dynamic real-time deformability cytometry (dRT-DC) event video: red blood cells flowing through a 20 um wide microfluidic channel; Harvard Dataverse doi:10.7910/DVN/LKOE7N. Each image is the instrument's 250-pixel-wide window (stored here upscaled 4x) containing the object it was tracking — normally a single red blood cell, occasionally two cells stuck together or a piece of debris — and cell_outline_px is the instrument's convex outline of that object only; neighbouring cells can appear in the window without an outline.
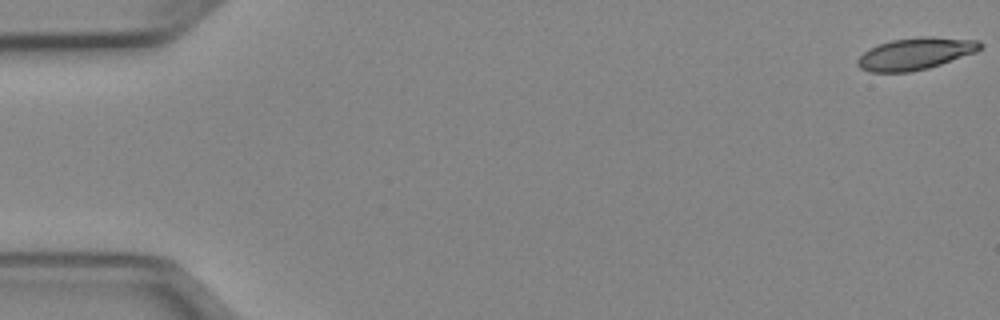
{"species": "Egyptian fruit bat (a non-hibernating species)", "species_latin": "Rousettus aegyptiacus", "temperature_condition": "cold", "stored_images_in_passage": 51, "camera_frame_rate_fps": 3000, "um_per_image_px": 0.085, "animal": {"sex": "female"}, "frame": {"image": 1, "passage_image": 1, "time_ms": 0.0, "image_size_px": [1000, 320], "cell_outline_px": [[984, 44], [976, 52], [928, 68], [912, 72], [868, 72], [860, 68], [856, 64], [856, 60], [868, 48], [892, 40], [920, 36], [932, 36], [980, 40]], "centroid_in_image_um": [77.81, 4.56], "position_along_channel_um": 7.2, "area_um2": 23.0}}
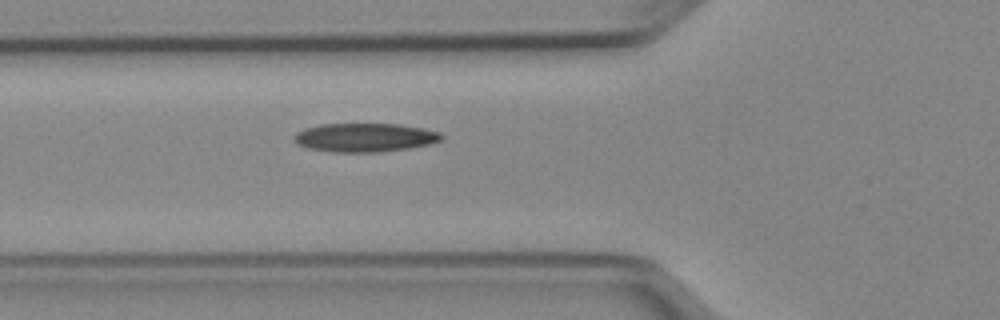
{"frame": {"image": 2, "passage_image": 19, "time_ms": 6.0, "image_size_px": [1000, 320], "cell_outline_px": [[444, 140], [428, 144], [408, 148], [380, 152], [332, 152], [308, 148], [292, 140], [292, 136], [296, 132], [304, 128], [320, 124], [400, 124], [440, 132], [444, 136]], "centroid_in_image_um": [30.99, 11.68], "position_along_channel_um": 94.8, "area_um2": 24.74}}
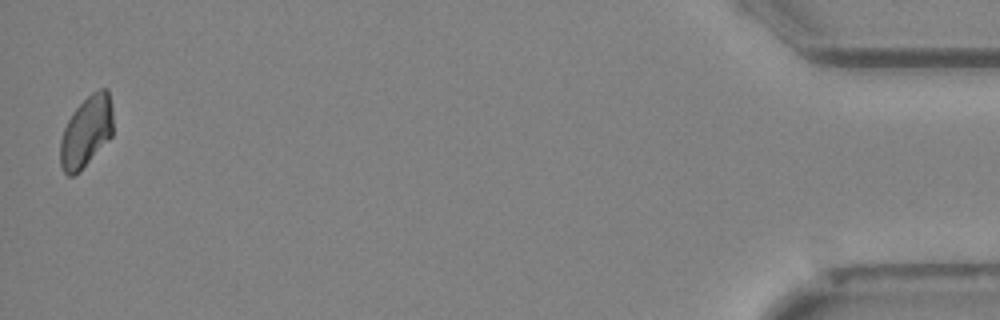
{"frame": {"image": 3, "passage_image": 51, "time_ms": 16.667, "image_size_px": [1000, 320], "cell_outline_px": [[112, 136], [80, 172], [72, 176], [68, 176], [64, 172], [60, 164], [60, 140], [64, 128], [72, 112], [92, 92], [100, 88], [108, 88], [112, 108]], "centroid_in_image_um": [7.33, 11.2], "position_along_channel_um": 427.9, "area_um2": 21.96}}